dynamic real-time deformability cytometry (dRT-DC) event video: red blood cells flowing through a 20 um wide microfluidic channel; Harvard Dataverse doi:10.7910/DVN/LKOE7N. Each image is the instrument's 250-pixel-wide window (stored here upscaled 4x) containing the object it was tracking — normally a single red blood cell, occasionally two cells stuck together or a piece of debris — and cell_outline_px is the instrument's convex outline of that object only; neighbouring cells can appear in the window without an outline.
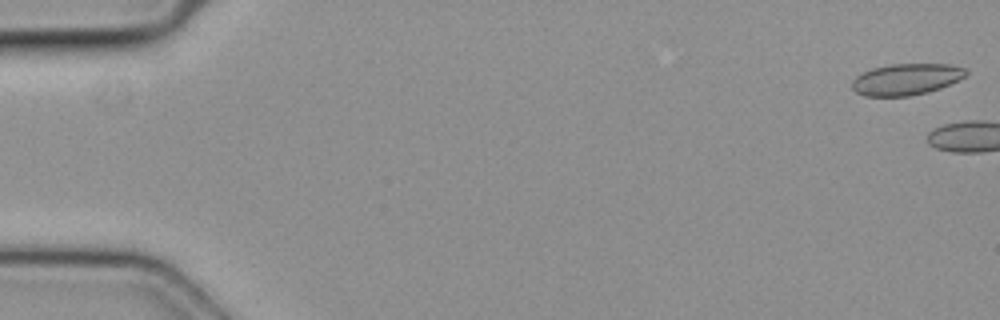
{"species": "common noctule bat (a hibernating species)", "species_latin": "Nyctalus noctula", "temperature_condition": "cold", "stored_images_in_passage": 4, "camera_frame_rate_fps": 3000, "um_per_image_px": 0.085, "animal": {"sex": "female", "body_mass_g": 19.3, "forearm_length_mm": 54.1}, "frame": {"image": 1, "passage_image": 1, "time_ms": 0.0, "image_size_px": [1000, 320], "cell_outline_px": [[968, 72], [964, 76], [940, 88], [928, 92], [908, 96], [864, 96], [856, 92], [852, 88], [852, 80], [856, 76], [872, 68], [892, 64], [952, 64], [964, 68]], "centroid_in_image_um": [77.0, 6.74], "position_along_channel_um": 8.0, "area_um2": 20.69}}